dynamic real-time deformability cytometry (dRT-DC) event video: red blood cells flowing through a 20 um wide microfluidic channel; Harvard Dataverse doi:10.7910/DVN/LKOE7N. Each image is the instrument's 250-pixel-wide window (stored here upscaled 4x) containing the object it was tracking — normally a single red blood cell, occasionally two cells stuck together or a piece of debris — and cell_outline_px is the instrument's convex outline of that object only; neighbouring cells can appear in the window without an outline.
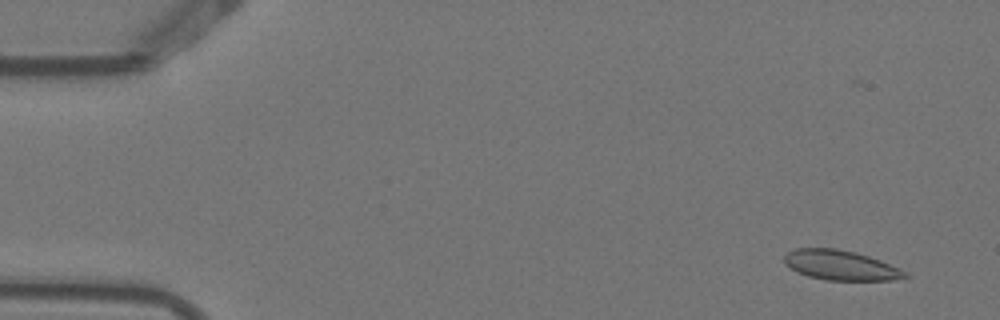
{"species": "Egyptian fruit bat (a non-hibernating species)", "species_latin": "Rousettus aegyptiacus", "temperature_condition": "warm", "stored_images_in_passage": 4, "camera_frame_rate_fps": 3000, "um_per_image_px": 0.085, "animal": {"sex": "female"}, "frame": {"image": 1, "passage_image": 1, "time_ms": 0.0, "image_size_px": [1000, 320], "cell_outline_px": [[908, 276], [892, 280], [824, 280], [808, 276], [784, 264], [784, 256], [788, 252], [796, 248], [836, 248], [856, 252], [880, 260], [900, 268], [908, 272]], "centroid_in_image_um": [71.46, 22.54], "position_along_channel_um": 13.5, "area_um2": 20.92}}